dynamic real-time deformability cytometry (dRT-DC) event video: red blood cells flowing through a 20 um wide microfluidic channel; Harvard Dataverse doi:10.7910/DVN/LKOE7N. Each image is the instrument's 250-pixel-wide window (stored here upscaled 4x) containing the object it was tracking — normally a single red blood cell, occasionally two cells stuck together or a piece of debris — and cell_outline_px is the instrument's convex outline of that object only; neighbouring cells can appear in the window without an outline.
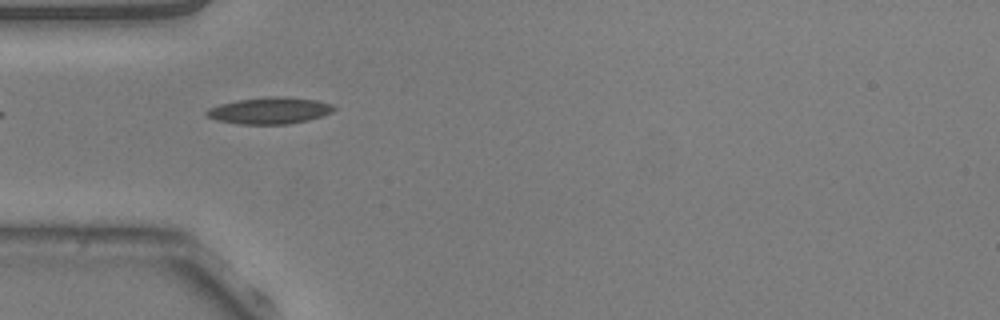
{"species": "common noctule bat (a hibernating species)", "species_latin": "Nyctalus noctula", "temperature_condition": "warm", "stored_images_in_passage": 27, "camera_frame_rate_fps": 3000, "um_per_image_px": 0.085, "animal": {"sex": "male", "body_mass_g": 20.5, "forearm_length_mm": 52.5}, "frame": {"image": 1, "passage_image": 1, "time_ms": 0.0, "image_size_px": [1000, 320], "cell_outline_px": [[336, 108], [332, 112], [308, 120], [288, 124], [240, 124], [216, 120], [208, 116], [204, 112], [208, 108], [220, 104], [236, 100], [268, 96], [284, 96], [316, 100], [332, 104]], "centroid_in_image_um": [22.91, 9.39], "position_along_channel_um": 62.1, "area_um2": 19.77}}
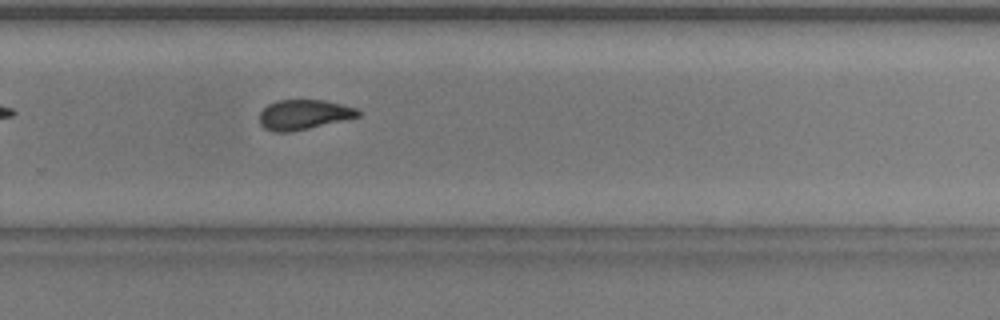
{"frame": {"image": 2, "passage_image": 20, "time_ms": 6.333, "image_size_px": [1000, 320], "cell_outline_px": [[364, 112], [360, 116], [308, 128], [288, 132], [272, 132], [264, 128], [260, 124], [260, 112], [268, 104], [276, 100], [324, 100], [360, 108]], "centroid_in_image_um": [25.85, 9.73], "position_along_channel_um": 303.9, "area_um2": 17.28}, "authors_computed_cell_mechanics": {"area_um2": 17.918, "velocity_mm_per_s": 3.8322, "shape_relaxation_time_tau1_ms": 8.7668, "shape_relaxation_time_tau2_ms": 3.7306, "deformation_change_tau1": 0.1947, "deformation_change_tau2": 0.1078}}